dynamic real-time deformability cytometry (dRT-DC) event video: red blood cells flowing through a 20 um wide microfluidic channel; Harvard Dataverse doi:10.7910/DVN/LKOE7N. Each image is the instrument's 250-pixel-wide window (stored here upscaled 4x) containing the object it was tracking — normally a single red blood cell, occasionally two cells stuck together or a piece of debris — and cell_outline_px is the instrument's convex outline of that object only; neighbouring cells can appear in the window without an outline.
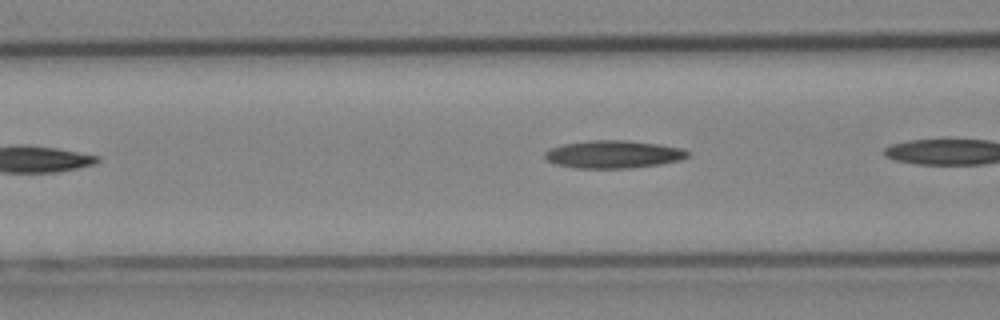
{"species": "Egyptian fruit bat (a non-hibernating species)", "species_latin": "Rousettus aegyptiacus", "temperature_condition": "cold", "stored_images_in_passage": 8, "camera_frame_rate_fps": 3000, "um_per_image_px": 0.085, "animal": {"sex": "female"}, "frame": {"image": 1, "passage_image": 4, "time_ms": 1.0, "image_size_px": [1000, 320], "cell_outline_px": [[692, 156], [680, 160], [660, 164], [632, 168], [580, 168], [556, 164], [548, 160], [544, 156], [544, 152], [552, 148], [564, 144], [588, 140], [628, 140], [660, 144], [684, 148]], "centroid_in_image_um": [52.2, 13.11], "position_along_channel_um": 114.4, "area_um2": 23.18}}
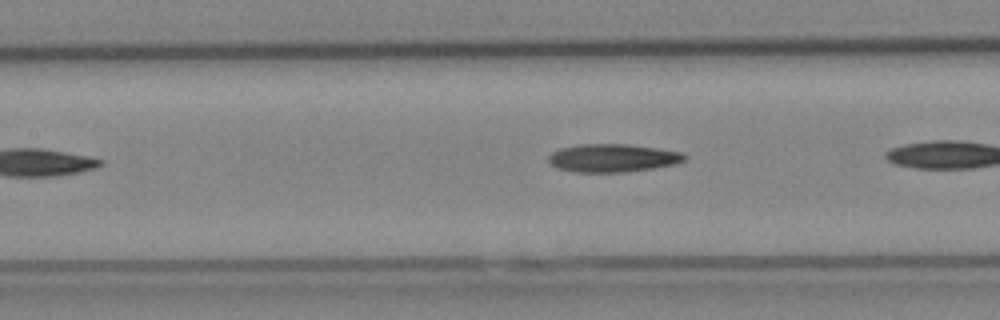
{"frame": {"image": 2, "passage_image": 7, "time_ms": 2.0, "image_size_px": [1000, 320], "cell_outline_px": [[688, 156], [684, 160], [672, 164], [652, 168], [624, 172], [572, 172], [560, 168], [552, 164], [548, 160], [548, 156], [552, 152], [560, 148], [580, 144], [628, 144], [656, 148], [680, 152]], "centroid_in_image_um": [52.05, 13.42], "position_along_channel_um": 155.4, "area_um2": 22.02}}